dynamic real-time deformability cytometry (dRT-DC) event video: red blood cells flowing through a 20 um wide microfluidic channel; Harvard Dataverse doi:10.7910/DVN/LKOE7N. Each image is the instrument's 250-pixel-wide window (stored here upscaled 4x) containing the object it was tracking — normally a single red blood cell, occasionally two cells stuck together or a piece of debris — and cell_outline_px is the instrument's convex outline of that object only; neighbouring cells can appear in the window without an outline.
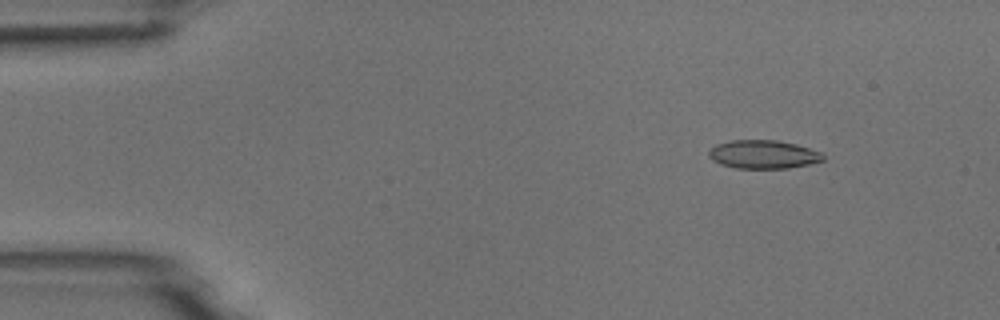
{"species": "common noctule bat (a hibernating species)", "species_latin": "Nyctalus noctula", "temperature_condition": "room temperature", "stored_images_in_passage": 4, "camera_frame_rate_fps": 3000, "um_per_image_px": 0.085, "animal": {"sex": "male", "body_mass_g": 18.8}, "frame": {"image": 1, "passage_image": 2, "time_ms": 1.333, "image_size_px": [1000, 320], "cell_outline_px": [[824, 160], [808, 164], [788, 168], [736, 168], [720, 164], [712, 160], [708, 156], [708, 152], [716, 144], [728, 140], [776, 140], [796, 144], [824, 152]], "centroid_in_image_um": [64.88, 13.11], "position_along_channel_um": 20.1, "area_um2": 19.07}}
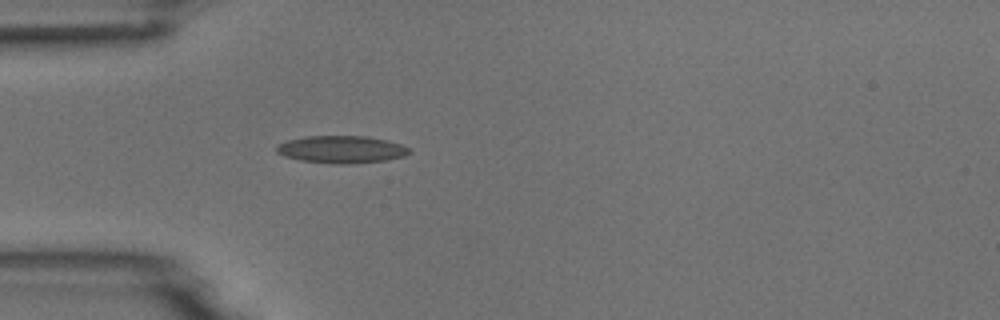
{"frame": {"image": 2, "passage_image": 4, "time_ms": 4.333, "image_size_px": [1000, 320], "cell_outline_px": [[412, 152], [404, 156], [384, 160], [348, 164], [336, 164], [300, 160], [284, 156], [276, 152], [276, 148], [280, 144], [288, 140], [308, 136], [368, 136], [388, 140], [400, 144], [408, 148]], "centroid_in_image_um": [29.04, 12.7], "position_along_channel_um": 56.0, "area_um2": 21.04}}